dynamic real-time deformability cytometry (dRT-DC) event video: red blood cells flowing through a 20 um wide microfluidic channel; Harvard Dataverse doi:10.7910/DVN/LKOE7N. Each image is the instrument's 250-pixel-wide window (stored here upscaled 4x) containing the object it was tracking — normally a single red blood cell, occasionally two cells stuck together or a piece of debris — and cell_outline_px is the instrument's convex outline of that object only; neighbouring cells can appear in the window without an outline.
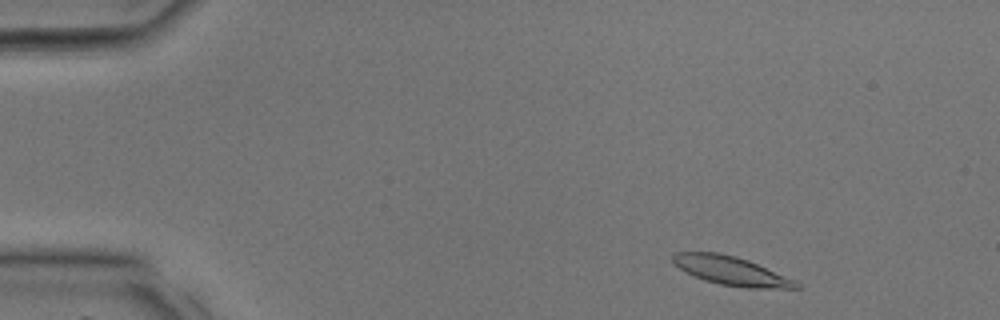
{"species": "common noctule bat (a hibernating species)", "species_latin": "Nyctalus noctula", "temperature_condition": "room temperature", "stored_images_in_passage": 11, "camera_frame_rate_fps": 3000, "um_per_image_px": 0.085, "animal": {"sex": "male", "body_mass_g": 17.9, "forearm_length_mm": 54.2}, "frame": {"image": 1, "passage_image": 2, "time_ms": 0.333, "image_size_px": [1000, 320], "cell_outline_px": [[800, 288], [744, 288], [720, 284], [704, 280], [692, 276], [684, 272], [672, 260], [672, 256], [676, 252], [716, 252], [736, 256], [748, 260], [796, 280], [800, 284]], "centroid_in_image_um": [62.15, 23.02], "position_along_channel_um": 22.9, "area_um2": 20.69}}
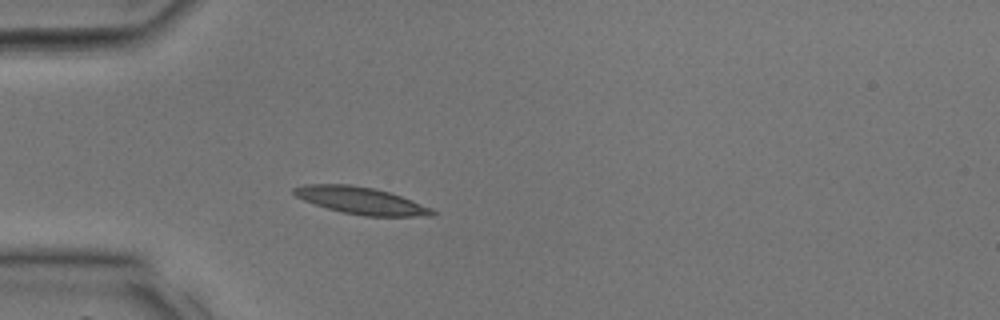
{"frame": {"image": 2, "passage_image": 8, "time_ms": 2.333, "image_size_px": [1000, 320], "cell_outline_px": [[440, 212], [436, 216], [364, 216], [340, 212], [304, 200], [296, 196], [292, 192], [292, 188], [304, 184], [348, 184], [372, 188], [388, 192], [412, 200], [432, 208]], "centroid_in_image_um": [30.72, 17.06], "position_along_channel_um": 54.3, "area_um2": 21.85}}